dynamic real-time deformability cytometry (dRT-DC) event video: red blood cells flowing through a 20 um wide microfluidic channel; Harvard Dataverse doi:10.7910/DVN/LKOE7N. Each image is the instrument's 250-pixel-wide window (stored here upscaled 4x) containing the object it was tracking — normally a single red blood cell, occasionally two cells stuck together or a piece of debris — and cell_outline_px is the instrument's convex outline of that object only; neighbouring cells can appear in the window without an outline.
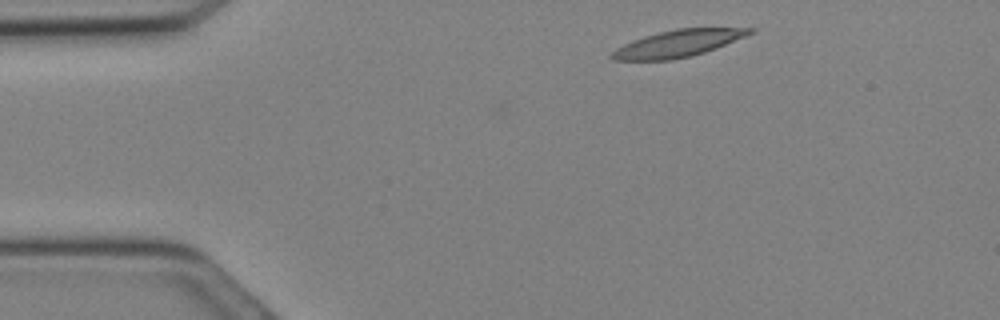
{"species": "Egyptian fruit bat (a non-hibernating species)", "species_latin": "Rousettus aegyptiacus", "temperature_condition": "cold", "stored_images_in_passage": 5, "camera_frame_rate_fps": 3000, "um_per_image_px": 0.085, "animal": {"sex": "female"}, "frame": {"image": 1, "passage_image": 1, "time_ms": 0.0, "image_size_px": [1000, 320], "cell_outline_px": [[756, 28], [752, 32], [744, 36], [716, 48], [692, 56], [672, 60], [612, 60], [608, 56], [616, 48], [632, 40], [644, 36], [676, 28]], "centroid_in_image_um": [57.56, 3.7], "position_along_channel_um": 27.4, "area_um2": 21.44}}